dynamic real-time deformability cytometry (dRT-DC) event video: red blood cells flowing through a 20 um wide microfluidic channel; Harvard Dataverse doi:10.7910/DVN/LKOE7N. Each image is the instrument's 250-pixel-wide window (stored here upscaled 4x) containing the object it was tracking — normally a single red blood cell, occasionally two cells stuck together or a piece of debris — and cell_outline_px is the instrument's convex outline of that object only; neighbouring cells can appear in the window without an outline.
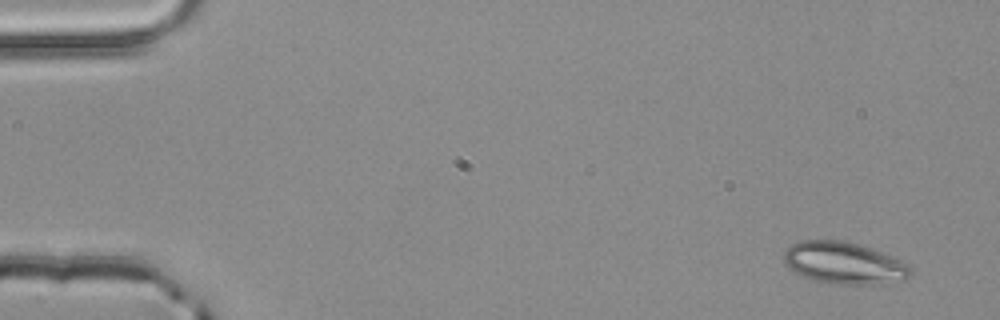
{"species": "common noctule bat (a hibernating species)", "species_latin": "Nyctalus noctula", "temperature_condition": "room temperature", "stored_images_in_passage": 4, "camera_frame_rate_fps": 3000, "um_per_image_px": 0.085, "animal": {"sex": "male", "body_mass_g": 20.4}, "frame": {"image": 1, "passage_image": 1, "time_ms": 0.0, "image_size_px": [1000, 320], "cell_outline_px": [[912, 276], [904, 280], [880, 284], [828, 284], [812, 280], [796, 272], [784, 264], [784, 252], [792, 244], [800, 240], [844, 240], [860, 244], [900, 260], [908, 264], [912, 268]], "centroid_in_image_um": [71.75, 22.36], "position_along_channel_um": 13.2, "area_um2": 31.15}}